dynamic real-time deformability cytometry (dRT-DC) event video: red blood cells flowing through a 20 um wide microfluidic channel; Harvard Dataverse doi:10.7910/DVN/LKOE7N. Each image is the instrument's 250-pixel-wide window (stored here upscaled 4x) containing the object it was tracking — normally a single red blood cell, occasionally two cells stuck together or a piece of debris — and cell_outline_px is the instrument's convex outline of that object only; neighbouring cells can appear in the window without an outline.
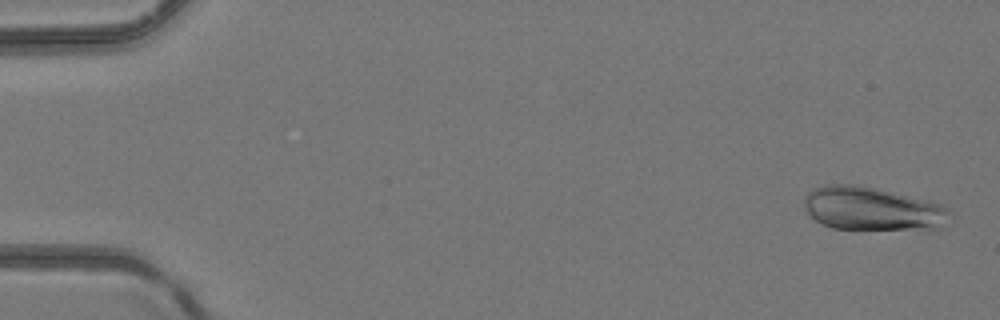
{"species": "common noctule bat (a hibernating species)", "species_latin": "Nyctalus noctula", "temperature_condition": "room temperature", "stored_images_in_passage": 3, "camera_frame_rate_fps": 3000, "um_per_image_px": 0.085, "animal": {"sex": "female", "body_mass_g": 24.6, "forearm_length_mm": 56.2}, "frame": {"image": 1, "passage_image": 1, "time_ms": 0.0, "image_size_px": [1000, 320], "cell_outline_px": [[952, 212], [944, 228], [832, 228], [816, 220], [804, 208], [804, 196], [812, 188], [828, 184], [856, 184], [876, 188], [928, 200], [940, 204], [948, 208]], "centroid_in_image_um": [74.14, 17.71], "position_along_channel_um": 10.9, "area_um2": 36.59}}